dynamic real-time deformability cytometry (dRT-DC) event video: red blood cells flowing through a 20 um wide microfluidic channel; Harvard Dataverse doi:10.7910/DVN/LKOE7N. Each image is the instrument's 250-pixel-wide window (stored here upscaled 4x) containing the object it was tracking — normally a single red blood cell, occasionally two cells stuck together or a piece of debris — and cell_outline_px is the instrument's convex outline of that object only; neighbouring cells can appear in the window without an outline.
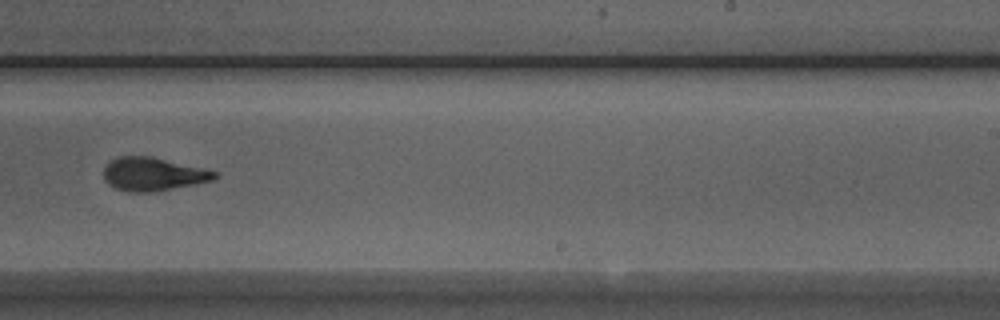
{"species": "Egyptian fruit bat (a non-hibernating species)", "species_latin": "Rousettus aegyptiacus", "temperature_condition": "room temperature", "stored_images_in_passage": 44, "camera_frame_rate_fps": 3000, "um_per_image_px": 0.085, "animal": {"sex": "male"}, "frame": {"image": 1, "passage_image": 24, "time_ms": 7.667, "image_size_px": [1000, 320], "cell_outline_px": [[220, 176], [212, 180], [196, 184], [152, 192], [128, 192], [116, 188], [108, 184], [104, 180], [104, 168], [112, 160], [120, 156], [152, 156], [220, 172]], "centroid_in_image_um": [13.04, 14.8], "position_along_channel_um": 276.0, "area_um2": 21.62}, "authors_computed_cell_mechanics": {"area_um2": 21.6461, "velocity_mm_per_s": 3.9825, "shape_relaxation_time_tau1_ms": null, "shape_relaxation_time_tau2_ms": 3.0788, "deformation_change_tau1": null, "deformation_change_tau2": 0.0426}}